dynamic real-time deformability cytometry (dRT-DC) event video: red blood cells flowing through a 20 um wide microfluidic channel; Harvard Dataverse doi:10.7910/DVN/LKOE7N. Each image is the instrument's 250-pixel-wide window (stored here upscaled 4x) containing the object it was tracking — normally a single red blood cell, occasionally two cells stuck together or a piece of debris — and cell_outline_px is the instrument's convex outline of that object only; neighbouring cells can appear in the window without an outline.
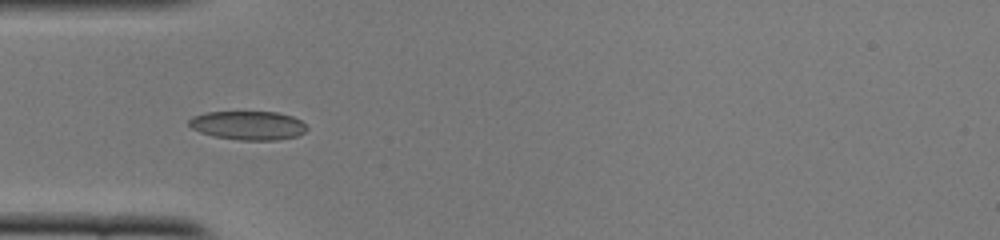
{"species": "common noctule bat (a hibernating species)", "species_latin": "Nyctalus noctula", "temperature_condition": "cold", "stored_images_in_passage": 39, "camera_frame_rate_fps": 3000, "um_per_image_px": 0.085, "animal": {"sex": "female", "body_mass_g": 22.0, "forearm_length_mm": 56.7}, "frame": {"image": 1, "passage_image": 4, "time_ms": 1.0, "image_size_px": [1000, 240], "cell_outline_px": [[308, 128], [304, 132], [296, 136], [276, 140], [240, 140], [216, 136], [200, 132], [192, 128], [188, 124], [188, 120], [192, 116], [204, 112], [276, 112], [292, 116], [300, 120]], "centroid_in_image_um": [21.07, 10.65], "position_along_channel_um": 63.9, "area_um2": 19.71}}
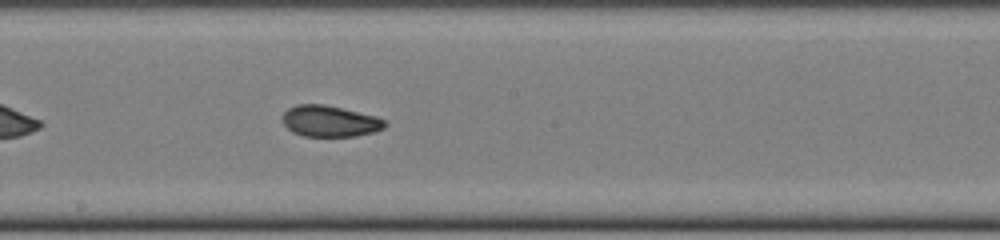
{"frame": {"image": 2, "passage_image": 16, "time_ms": 5.0, "image_size_px": [1000, 240], "cell_outline_px": [[388, 124], [384, 128], [372, 132], [356, 136], [304, 136], [292, 132], [284, 124], [284, 112], [288, 108], [296, 104], [324, 104], [376, 116], [384, 120]], "centroid_in_image_um": [28.04, 10.29], "position_along_channel_um": 220.2, "area_um2": 18.5}}
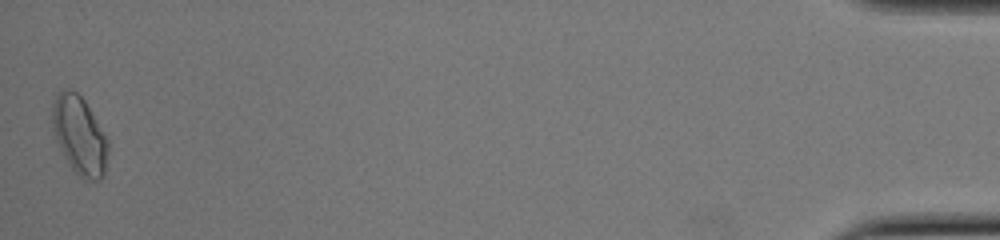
{"frame": {"image": 3, "passage_image": 39, "time_ms": 12.667, "image_size_px": [1000, 240], "cell_outline_px": [[108, 152], [104, 176], [100, 180], [84, 180], [72, 168], [64, 156], [56, 140], [52, 128], [52, 104], [56, 92], [68, 88], [72, 88], [84, 100], [108, 140]], "centroid_in_image_um": [6.74, 11.5], "position_along_channel_um": 428.5, "area_um2": 25.43}, "authors_computed_cell_mechanics": {"area_um2": 19.074, "velocity_mm_per_s": 3.9183, "shape_relaxation_time_tau1_ms": null, "shape_relaxation_time_tau2_ms": 2.0609, "deformation_change_tau1": null, "deformation_change_tau2": 0.0693}}